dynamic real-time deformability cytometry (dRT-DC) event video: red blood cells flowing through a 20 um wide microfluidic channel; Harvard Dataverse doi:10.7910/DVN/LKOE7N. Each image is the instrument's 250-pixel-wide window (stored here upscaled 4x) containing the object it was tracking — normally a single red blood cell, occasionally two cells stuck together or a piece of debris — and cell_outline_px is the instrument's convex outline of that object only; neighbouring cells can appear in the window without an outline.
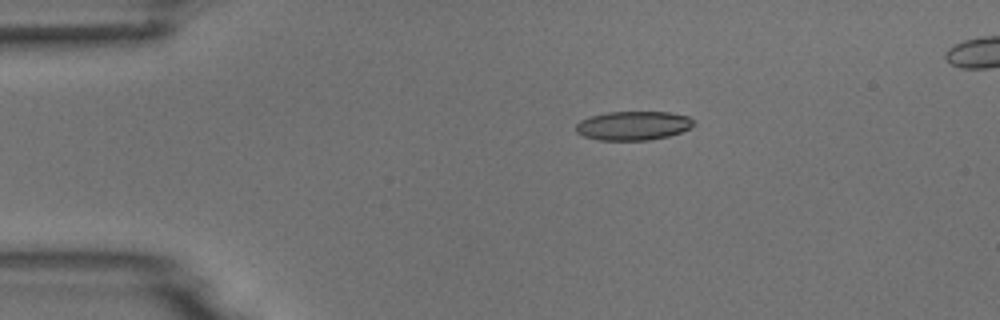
{"species": "common noctule bat (a hibernating species)", "species_latin": "Nyctalus noctula", "temperature_condition": "room temperature", "stored_images_in_passage": 6, "camera_frame_rate_fps": 3000, "um_per_image_px": 0.085, "animal": {"sex": "male", "body_mass_g": 18.8}, "frame": {"image": 1, "passage_image": 3, "time_ms": 2.333, "image_size_px": [1000, 320], "cell_outline_px": [[696, 124], [680, 132], [668, 136], [648, 140], [600, 140], [584, 136], [576, 132], [576, 124], [580, 120], [592, 116], [608, 112], [668, 112], [688, 116], [696, 120]], "centroid_in_image_um": [53.84, 10.67], "position_along_channel_um": 31.2, "area_um2": 19.83}}